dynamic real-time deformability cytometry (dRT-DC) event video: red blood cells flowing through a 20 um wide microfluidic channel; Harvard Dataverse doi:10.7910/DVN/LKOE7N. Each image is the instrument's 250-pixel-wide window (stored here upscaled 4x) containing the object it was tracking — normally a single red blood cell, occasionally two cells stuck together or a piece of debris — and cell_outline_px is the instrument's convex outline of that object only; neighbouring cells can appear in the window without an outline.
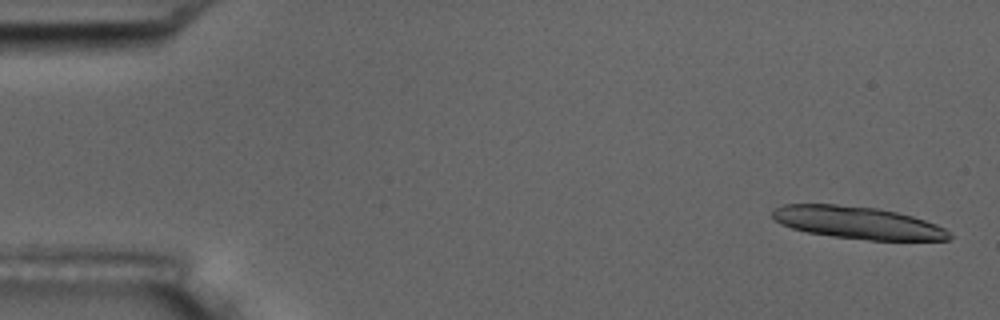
{"species": "common noctule bat (a hibernating species)", "species_latin": "Nyctalus noctula", "temperature_condition": "room temperature", "stored_images_in_passage": 6, "camera_frame_rate_fps": 3000, "um_per_image_px": 0.085, "animal": {"sex": "male", "body_mass_g": 17.5, "forearm_length_mm": 52.3}, "frame": {"image": 1, "passage_image": 1, "time_ms": 0.0, "image_size_px": [1000, 320], "cell_outline_px": [[952, 236], [948, 240], [868, 240], [832, 236], [808, 232], [792, 228], [780, 224], [772, 216], [772, 208], [784, 204], [836, 204], [876, 208], [896, 212], [912, 216], [936, 224], [952, 232]], "centroid_in_image_um": [72.9, 18.92], "position_along_channel_um": 12.1, "area_um2": 33.35}}
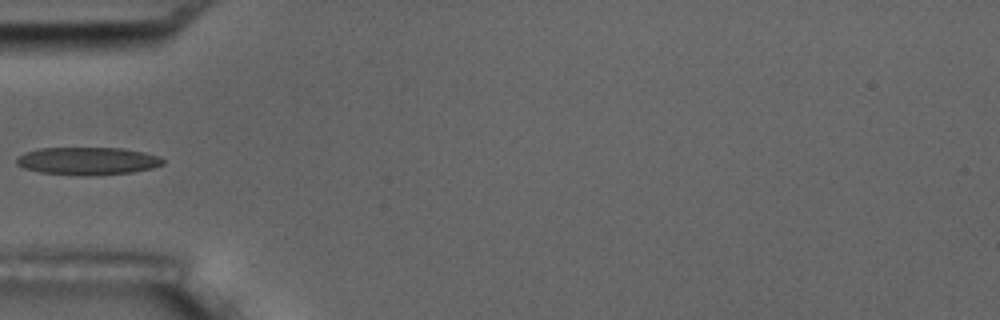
{"frame": {"image": 2, "passage_image": 6, "time_ms": 5.667, "image_size_px": [1000, 320], "cell_outline_px": [[164, 164], [152, 168], [132, 172], [88, 176], [84, 176], [40, 172], [24, 168], [16, 164], [16, 156], [24, 152], [40, 148], [120, 148], [144, 152], [160, 156], [164, 160]], "centroid_in_image_um": [7.43, 13.68], "position_along_channel_um": 77.6, "area_um2": 23.76}}